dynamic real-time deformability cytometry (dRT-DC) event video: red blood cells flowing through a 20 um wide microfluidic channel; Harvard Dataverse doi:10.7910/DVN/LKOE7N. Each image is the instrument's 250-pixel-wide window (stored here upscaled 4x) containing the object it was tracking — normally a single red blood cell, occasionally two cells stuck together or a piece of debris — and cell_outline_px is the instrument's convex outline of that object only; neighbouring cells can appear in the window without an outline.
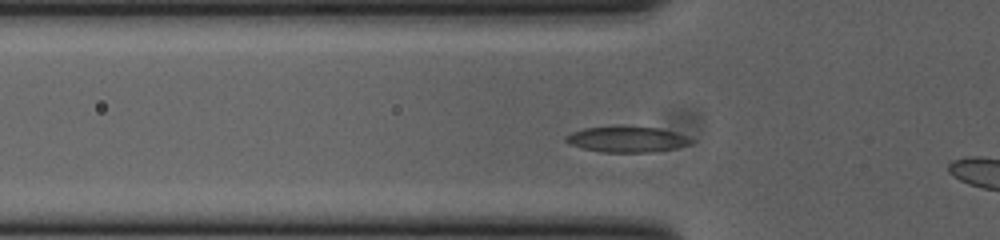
{"species": "common noctule bat (a hibernating species)", "species_latin": "Nyctalus noctula", "temperature_condition": "cold", "stored_images_in_passage": 6, "camera_frame_rate_fps": 3000, "um_per_image_px": 0.085, "animal": {"sex": "female", "body_mass_g": 23.0, "forearm_length_mm": 53.4}, "frame": {"image": 1, "passage_image": 4, "time_ms": 1.0, "image_size_px": [1000, 240], "cell_outline_px": [[692, 144], [676, 148], [652, 152], [600, 152], [568, 144], [564, 140], [564, 136], [572, 132], [584, 128], [612, 124], [620, 124], [660, 128], [676, 132], [692, 140]], "centroid_in_image_um": [53.24, 11.8], "position_along_channel_um": 72.6, "area_um2": 19.48}}